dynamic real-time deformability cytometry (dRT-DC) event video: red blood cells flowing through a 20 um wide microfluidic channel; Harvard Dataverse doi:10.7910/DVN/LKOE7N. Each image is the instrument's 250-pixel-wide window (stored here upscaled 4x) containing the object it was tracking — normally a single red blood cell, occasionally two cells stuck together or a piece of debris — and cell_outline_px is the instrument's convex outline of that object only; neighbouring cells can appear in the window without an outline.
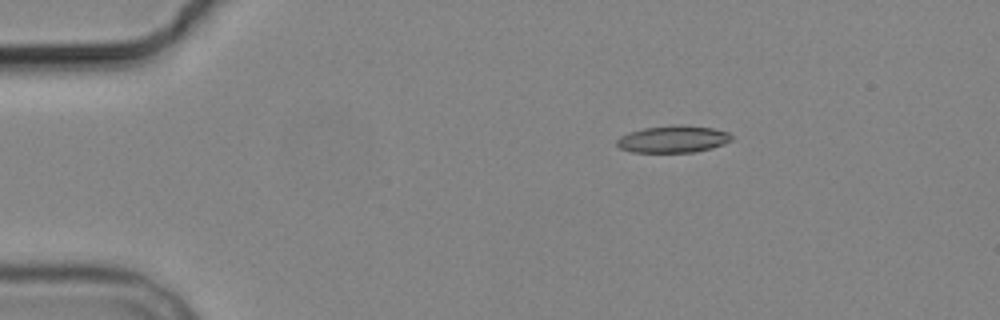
{"species": "common noctule bat (a hibernating species)", "species_latin": "Nyctalus noctula", "temperature_condition": "cold", "stored_images_in_passage": 3, "camera_frame_rate_fps": 3000, "um_per_image_px": 0.085, "animal": {"sex": "male", "body_mass_g": 19.2, "forearm_length_mm": 51.8}, "frame": {"image": 1, "passage_image": 1, "time_ms": 0.0, "image_size_px": [1000, 320], "cell_outline_px": [[732, 140], [724, 144], [712, 148], [692, 152], [632, 152], [620, 148], [616, 144], [616, 140], [620, 136], [644, 128], [672, 124], [680, 124], [712, 128], [728, 132], [732, 136]], "centroid_in_image_um": [57.22, 11.82], "position_along_channel_um": 27.8, "area_um2": 18.09}}